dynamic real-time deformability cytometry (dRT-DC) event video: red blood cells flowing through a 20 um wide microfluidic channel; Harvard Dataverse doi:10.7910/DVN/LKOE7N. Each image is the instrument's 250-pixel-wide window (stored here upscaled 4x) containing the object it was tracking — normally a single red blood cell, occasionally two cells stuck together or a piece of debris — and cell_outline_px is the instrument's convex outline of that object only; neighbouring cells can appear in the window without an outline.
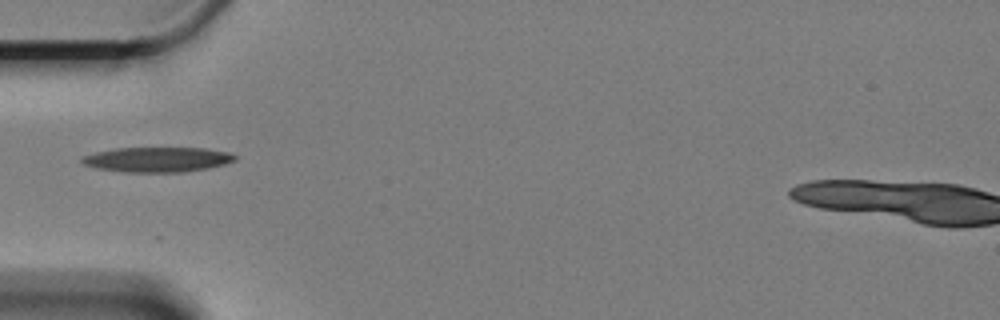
{"species": "Egyptian fruit bat (a non-hibernating species)", "species_latin": "Rousettus aegyptiacus", "temperature_condition": "cold", "stored_images_in_passage": 18, "camera_frame_rate_fps": 3000, "um_per_image_px": 0.085, "animal": {"sex": "female"}, "frame": {"image": 1, "passage_image": 1, "time_ms": 0.0, "image_size_px": [1000, 320], "cell_outline_px": [[236, 160], [224, 164], [208, 168], [184, 172], [124, 172], [96, 168], [84, 164], [80, 160], [84, 156], [96, 152], [116, 148], [204, 148], [228, 152], [236, 156]], "centroid_in_image_um": [13.38, 13.56], "position_along_channel_um": 71.6, "area_um2": 22.14}}
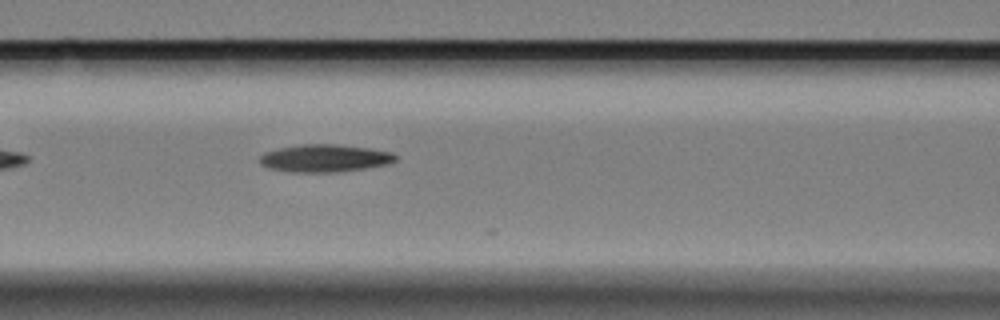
{"frame": {"image": 2, "passage_image": 7, "time_ms": 2.0, "image_size_px": [1000, 320], "cell_outline_px": [[396, 160], [388, 164], [364, 168], [332, 172], [288, 172], [268, 168], [260, 164], [260, 156], [264, 152], [280, 148], [304, 144], [332, 144], [368, 148], [392, 152], [396, 156]], "centroid_in_image_um": [27.57, 13.45], "position_along_channel_um": 139.0, "area_um2": 21.62}}
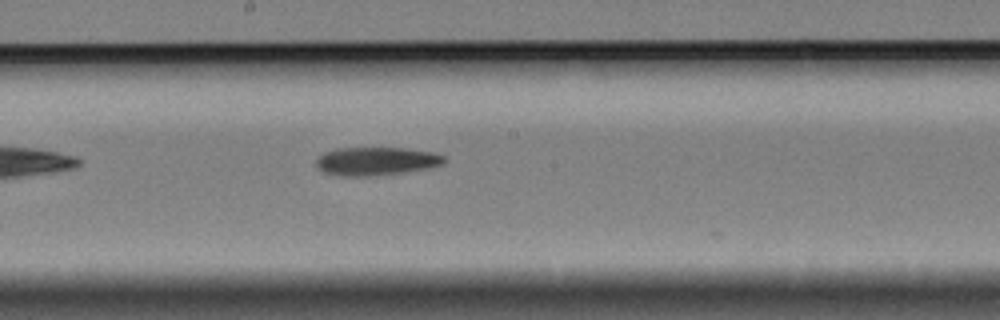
{"frame": {"image": 3, "passage_image": 14, "time_ms": 4.333, "image_size_px": [1000, 320], "cell_outline_px": [[448, 160], [444, 164], [404, 172], [368, 176], [344, 176], [324, 172], [316, 164], [316, 160], [324, 152], [336, 148], [404, 148], [432, 152], [444, 156]], "centroid_in_image_um": [31.99, 13.69], "position_along_channel_um": 216.2, "area_um2": 20.87}}